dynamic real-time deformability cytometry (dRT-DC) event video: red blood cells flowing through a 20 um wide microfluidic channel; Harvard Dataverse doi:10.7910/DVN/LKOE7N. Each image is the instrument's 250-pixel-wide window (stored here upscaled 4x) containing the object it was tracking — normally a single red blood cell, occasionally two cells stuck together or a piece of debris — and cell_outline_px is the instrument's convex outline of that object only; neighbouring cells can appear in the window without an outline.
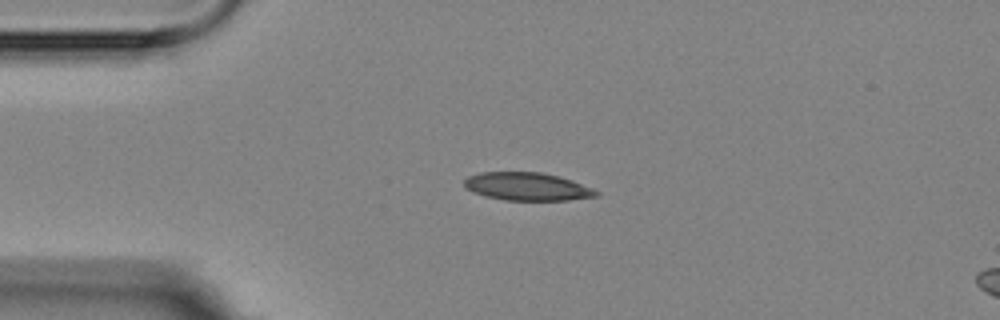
{"species": "Egyptian fruit bat (a non-hibernating species)", "species_latin": "Rousettus aegyptiacus", "temperature_condition": "room temperature", "stored_images_in_passage": 3, "segment_of_instrument_passage": [1, 2], "camera_frame_rate_fps": 3000, "um_per_image_px": 0.085, "animal": {"sex": "female"}, "frame": {"image": 1, "passage_image": 1, "time_ms": 0.0, "image_size_px": [1000, 320], "cell_outline_px": [[600, 196], [568, 200], [504, 200], [488, 196], [464, 188], [464, 180], [468, 176], [480, 172], [540, 172], [560, 176], [572, 180], [592, 188], [600, 192]], "centroid_in_image_um": [44.85, 15.85], "position_along_channel_um": 40.2, "area_um2": 21.5}}